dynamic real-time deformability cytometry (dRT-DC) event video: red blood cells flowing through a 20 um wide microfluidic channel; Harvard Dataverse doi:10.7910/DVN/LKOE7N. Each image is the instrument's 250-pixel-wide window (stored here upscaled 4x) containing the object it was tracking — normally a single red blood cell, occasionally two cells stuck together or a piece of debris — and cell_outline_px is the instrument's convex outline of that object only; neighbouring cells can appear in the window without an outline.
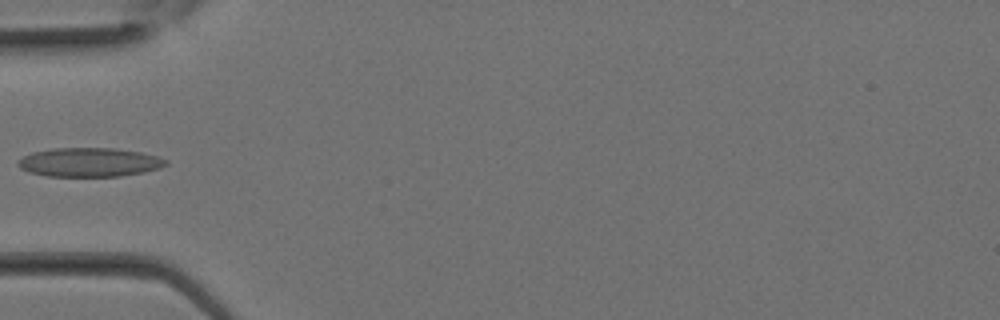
{"species": "Egyptian fruit bat (a non-hibernating species)", "species_latin": "Rousettus aegyptiacus", "temperature_condition": "room temperature", "stored_images_in_passage": 10, "camera_frame_rate_fps": 3000, "um_per_image_px": 0.085, "animal": {"sex": "female"}, "frame": {"image": 1, "passage_image": 9, "time_ms": 2.667, "image_size_px": [1000, 320], "cell_outline_px": [[168, 164], [160, 168], [144, 172], [120, 176], [48, 176], [28, 172], [20, 168], [16, 164], [16, 160], [32, 152], [52, 148], [112, 148], [140, 152], [160, 156], [168, 160]], "centroid_in_image_um": [7.59, 13.79], "position_along_channel_um": 77.4, "area_um2": 25.14}}